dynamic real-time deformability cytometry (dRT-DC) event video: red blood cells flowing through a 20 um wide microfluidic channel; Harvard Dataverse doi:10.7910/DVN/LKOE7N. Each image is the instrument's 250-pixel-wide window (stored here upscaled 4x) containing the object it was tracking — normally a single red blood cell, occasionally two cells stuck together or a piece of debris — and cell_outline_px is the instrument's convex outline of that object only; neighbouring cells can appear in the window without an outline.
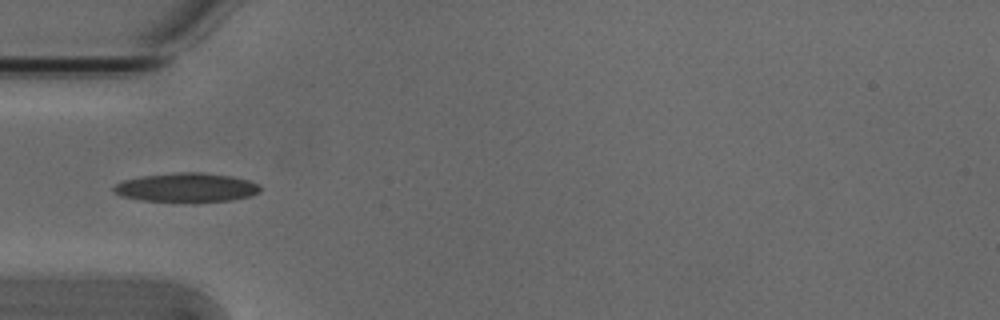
{"species": "Egyptian fruit bat (a non-hibernating species)", "species_latin": "Rousettus aegyptiacus", "temperature_condition": "cold", "stored_images_in_passage": 7, "camera_frame_rate_fps": 3000, "um_per_image_px": 0.085, "animal": {"sex": "male"}, "frame": {"image": 1, "passage_image": 4, "time_ms": 1.0, "image_size_px": [1000, 320], "cell_outline_px": [[260, 192], [248, 196], [232, 200], [140, 200], [120, 196], [112, 192], [112, 188], [116, 184], [124, 180], [144, 176], [180, 172], [200, 172], [232, 176], [248, 180], [260, 184]], "centroid_in_image_um": [15.84, 15.91], "position_along_channel_um": 69.2, "area_um2": 24.16}}
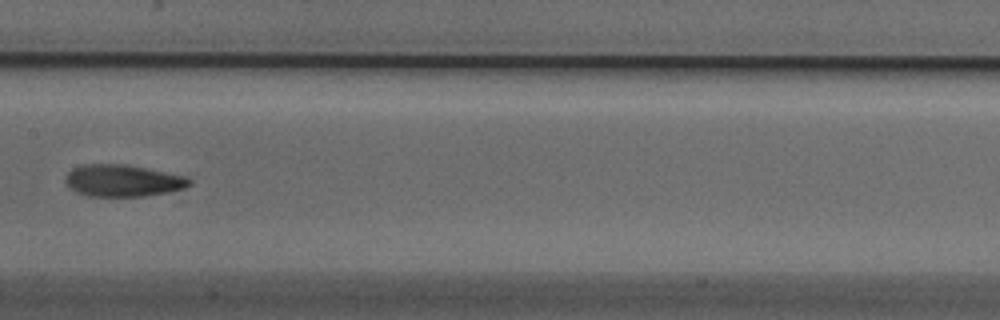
{"frame": {"image": 2, "passage_image": 7, "time_ms": 2.0, "image_size_px": [1000, 320], "cell_outline_px": [[192, 184], [184, 188], [168, 192], [144, 196], [88, 196], [76, 192], [64, 180], [68, 172], [72, 168], [84, 164], [124, 164], [184, 176], [192, 180]], "centroid_in_image_um": [10.43, 15.35], "position_along_channel_um": 197.0, "area_um2": 22.83}}